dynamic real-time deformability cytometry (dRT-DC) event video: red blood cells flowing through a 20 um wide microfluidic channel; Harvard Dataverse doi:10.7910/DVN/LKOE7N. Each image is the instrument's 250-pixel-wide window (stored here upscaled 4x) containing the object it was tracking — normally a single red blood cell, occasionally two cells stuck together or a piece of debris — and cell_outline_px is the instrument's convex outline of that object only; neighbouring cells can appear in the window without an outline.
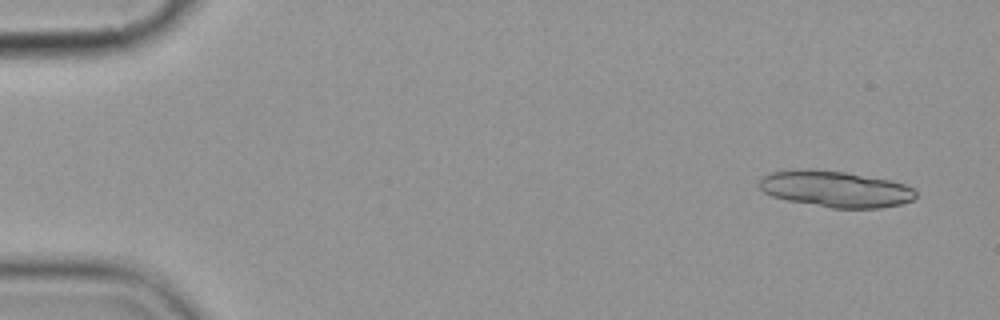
{"species": "common noctule bat (a hibernating species)", "species_latin": "Nyctalus noctula", "temperature_condition": "cold", "stored_images_in_passage": 6, "camera_frame_rate_fps": 3000, "um_per_image_px": 0.085, "animal": {"sex": "female", "body_mass_g": 19.9}, "frame": {"image": 1, "passage_image": 1, "time_ms": 0.0, "image_size_px": [1000, 320], "cell_outline_px": [[916, 196], [912, 200], [900, 204], [880, 208], [832, 208], [788, 200], [772, 196], [764, 192], [756, 184], [768, 172], [792, 168], [808, 168], [844, 172], [892, 180], [904, 184], [912, 188], [916, 192]], "centroid_in_image_um": [70.97, 16.04], "position_along_channel_um": 14.0, "area_um2": 33.35}}